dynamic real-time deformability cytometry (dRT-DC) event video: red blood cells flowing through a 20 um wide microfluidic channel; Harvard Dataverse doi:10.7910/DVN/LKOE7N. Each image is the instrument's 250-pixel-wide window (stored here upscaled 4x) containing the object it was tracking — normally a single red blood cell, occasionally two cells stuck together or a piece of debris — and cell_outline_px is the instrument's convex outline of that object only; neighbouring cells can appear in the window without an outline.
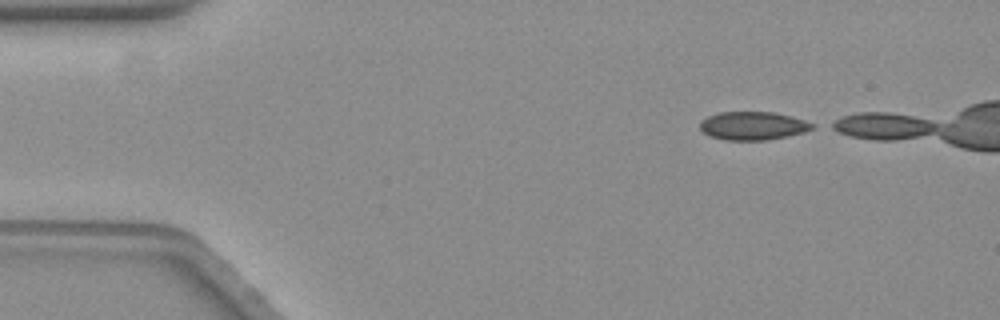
{"species": "common noctule bat (a hibernating species)", "species_latin": "Nyctalus noctula", "temperature_condition": "warm", "stored_images_in_passage": 7, "camera_frame_rate_fps": 3000, "um_per_image_px": 0.085, "animal": {"sex": "female", "body_mass_g": 19.3, "forearm_length_mm": 54.1}, "frame": {"image": 1, "passage_image": 1, "time_ms": 0.0, "image_size_px": [1000, 320], "cell_outline_px": [[816, 128], [804, 132], [764, 140], [724, 140], [712, 136], [704, 132], [700, 128], [700, 120], [708, 116], [720, 112], [772, 112], [792, 116], [816, 124]], "centroid_in_image_um": [64.02, 10.68], "position_along_channel_um": 21.0, "area_um2": 18.44}}